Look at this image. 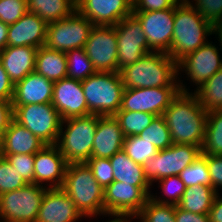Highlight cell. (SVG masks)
<instances>
[{"label":"cell","instance_id":"cell-1","mask_svg":"<svg viewBox=\"0 0 222 222\" xmlns=\"http://www.w3.org/2000/svg\"><path fill=\"white\" fill-rule=\"evenodd\" d=\"M208 112L191 92H179L162 116L175 144L203 145Z\"/></svg>","mask_w":222,"mask_h":222},{"label":"cell","instance_id":"cell-2","mask_svg":"<svg viewBox=\"0 0 222 222\" xmlns=\"http://www.w3.org/2000/svg\"><path fill=\"white\" fill-rule=\"evenodd\" d=\"M119 72L124 89L180 86V92H190L179 78L178 63L164 52H148Z\"/></svg>","mask_w":222,"mask_h":222},{"label":"cell","instance_id":"cell-3","mask_svg":"<svg viewBox=\"0 0 222 222\" xmlns=\"http://www.w3.org/2000/svg\"><path fill=\"white\" fill-rule=\"evenodd\" d=\"M214 27L187 0H181L175 7L174 30L168 55L178 63L187 54L207 43V36L214 34Z\"/></svg>","mask_w":222,"mask_h":222},{"label":"cell","instance_id":"cell-4","mask_svg":"<svg viewBox=\"0 0 222 222\" xmlns=\"http://www.w3.org/2000/svg\"><path fill=\"white\" fill-rule=\"evenodd\" d=\"M62 189L84 218L104 217V189L86 162L67 164Z\"/></svg>","mask_w":222,"mask_h":222},{"label":"cell","instance_id":"cell-5","mask_svg":"<svg viewBox=\"0 0 222 222\" xmlns=\"http://www.w3.org/2000/svg\"><path fill=\"white\" fill-rule=\"evenodd\" d=\"M97 125L95 114L62 120L56 146L67 163L87 162L91 158Z\"/></svg>","mask_w":222,"mask_h":222},{"label":"cell","instance_id":"cell-6","mask_svg":"<svg viewBox=\"0 0 222 222\" xmlns=\"http://www.w3.org/2000/svg\"><path fill=\"white\" fill-rule=\"evenodd\" d=\"M81 85L90 114L114 116L121 108L124 86L120 72H95Z\"/></svg>","mask_w":222,"mask_h":222},{"label":"cell","instance_id":"cell-7","mask_svg":"<svg viewBox=\"0 0 222 222\" xmlns=\"http://www.w3.org/2000/svg\"><path fill=\"white\" fill-rule=\"evenodd\" d=\"M13 119L46 145H56L62 119L52 103L13 106Z\"/></svg>","mask_w":222,"mask_h":222},{"label":"cell","instance_id":"cell-8","mask_svg":"<svg viewBox=\"0 0 222 222\" xmlns=\"http://www.w3.org/2000/svg\"><path fill=\"white\" fill-rule=\"evenodd\" d=\"M200 155L199 146L173 143L170 147L159 150L154 157L143 164L145 177L153 185L162 178L179 175Z\"/></svg>","mask_w":222,"mask_h":222},{"label":"cell","instance_id":"cell-9","mask_svg":"<svg viewBox=\"0 0 222 222\" xmlns=\"http://www.w3.org/2000/svg\"><path fill=\"white\" fill-rule=\"evenodd\" d=\"M46 187L35 183L0 195V219L4 222H36Z\"/></svg>","mask_w":222,"mask_h":222},{"label":"cell","instance_id":"cell-10","mask_svg":"<svg viewBox=\"0 0 222 222\" xmlns=\"http://www.w3.org/2000/svg\"><path fill=\"white\" fill-rule=\"evenodd\" d=\"M93 27L88 18L75 10L70 16L48 24L45 46L65 53L84 48Z\"/></svg>","mask_w":222,"mask_h":222},{"label":"cell","instance_id":"cell-11","mask_svg":"<svg viewBox=\"0 0 222 222\" xmlns=\"http://www.w3.org/2000/svg\"><path fill=\"white\" fill-rule=\"evenodd\" d=\"M150 188L114 181L104 189V216H129L135 219L150 198Z\"/></svg>","mask_w":222,"mask_h":222},{"label":"cell","instance_id":"cell-12","mask_svg":"<svg viewBox=\"0 0 222 222\" xmlns=\"http://www.w3.org/2000/svg\"><path fill=\"white\" fill-rule=\"evenodd\" d=\"M180 92V86L127 88L119 111H135L160 116Z\"/></svg>","mask_w":222,"mask_h":222},{"label":"cell","instance_id":"cell-13","mask_svg":"<svg viewBox=\"0 0 222 222\" xmlns=\"http://www.w3.org/2000/svg\"><path fill=\"white\" fill-rule=\"evenodd\" d=\"M115 27L118 42L117 72H119L125 66L138 61L150 50L142 25L133 14L122 19Z\"/></svg>","mask_w":222,"mask_h":222},{"label":"cell","instance_id":"cell-14","mask_svg":"<svg viewBox=\"0 0 222 222\" xmlns=\"http://www.w3.org/2000/svg\"><path fill=\"white\" fill-rule=\"evenodd\" d=\"M84 50L96 72H117L118 42L115 26H94Z\"/></svg>","mask_w":222,"mask_h":222},{"label":"cell","instance_id":"cell-15","mask_svg":"<svg viewBox=\"0 0 222 222\" xmlns=\"http://www.w3.org/2000/svg\"><path fill=\"white\" fill-rule=\"evenodd\" d=\"M205 43L196 51L187 54L178 62V75L181 71L185 72L187 79L198 88L222 68L221 47Z\"/></svg>","mask_w":222,"mask_h":222},{"label":"cell","instance_id":"cell-16","mask_svg":"<svg viewBox=\"0 0 222 222\" xmlns=\"http://www.w3.org/2000/svg\"><path fill=\"white\" fill-rule=\"evenodd\" d=\"M141 23L149 50L169 54L174 30L175 8L161 11H133Z\"/></svg>","mask_w":222,"mask_h":222},{"label":"cell","instance_id":"cell-17","mask_svg":"<svg viewBox=\"0 0 222 222\" xmlns=\"http://www.w3.org/2000/svg\"><path fill=\"white\" fill-rule=\"evenodd\" d=\"M76 10L94 26H115L132 15L133 0H78Z\"/></svg>","mask_w":222,"mask_h":222},{"label":"cell","instance_id":"cell-18","mask_svg":"<svg viewBox=\"0 0 222 222\" xmlns=\"http://www.w3.org/2000/svg\"><path fill=\"white\" fill-rule=\"evenodd\" d=\"M61 119L90 115L81 81L65 77L54 82L52 102Z\"/></svg>","mask_w":222,"mask_h":222},{"label":"cell","instance_id":"cell-19","mask_svg":"<svg viewBox=\"0 0 222 222\" xmlns=\"http://www.w3.org/2000/svg\"><path fill=\"white\" fill-rule=\"evenodd\" d=\"M67 164L56 145H45L35 154L34 183L46 188H62Z\"/></svg>","mask_w":222,"mask_h":222},{"label":"cell","instance_id":"cell-20","mask_svg":"<svg viewBox=\"0 0 222 222\" xmlns=\"http://www.w3.org/2000/svg\"><path fill=\"white\" fill-rule=\"evenodd\" d=\"M47 26L41 17L27 11L17 22L8 26L7 46H44Z\"/></svg>","mask_w":222,"mask_h":222},{"label":"cell","instance_id":"cell-21","mask_svg":"<svg viewBox=\"0 0 222 222\" xmlns=\"http://www.w3.org/2000/svg\"><path fill=\"white\" fill-rule=\"evenodd\" d=\"M84 218L62 188H47L36 222H76Z\"/></svg>","mask_w":222,"mask_h":222},{"label":"cell","instance_id":"cell-22","mask_svg":"<svg viewBox=\"0 0 222 222\" xmlns=\"http://www.w3.org/2000/svg\"><path fill=\"white\" fill-rule=\"evenodd\" d=\"M54 82L36 71L14 84L12 106L51 103Z\"/></svg>","mask_w":222,"mask_h":222},{"label":"cell","instance_id":"cell-23","mask_svg":"<svg viewBox=\"0 0 222 222\" xmlns=\"http://www.w3.org/2000/svg\"><path fill=\"white\" fill-rule=\"evenodd\" d=\"M124 137L115 116H98L91 158L110 159L122 150Z\"/></svg>","mask_w":222,"mask_h":222},{"label":"cell","instance_id":"cell-24","mask_svg":"<svg viewBox=\"0 0 222 222\" xmlns=\"http://www.w3.org/2000/svg\"><path fill=\"white\" fill-rule=\"evenodd\" d=\"M37 49L31 46H7L0 52L3 67L14 84L35 71Z\"/></svg>","mask_w":222,"mask_h":222},{"label":"cell","instance_id":"cell-25","mask_svg":"<svg viewBox=\"0 0 222 222\" xmlns=\"http://www.w3.org/2000/svg\"><path fill=\"white\" fill-rule=\"evenodd\" d=\"M1 140V155L36 154L46 145L14 119L11 120Z\"/></svg>","mask_w":222,"mask_h":222},{"label":"cell","instance_id":"cell-26","mask_svg":"<svg viewBox=\"0 0 222 222\" xmlns=\"http://www.w3.org/2000/svg\"><path fill=\"white\" fill-rule=\"evenodd\" d=\"M35 71L52 82L67 77L66 53L47 46L37 49Z\"/></svg>","mask_w":222,"mask_h":222},{"label":"cell","instance_id":"cell-27","mask_svg":"<svg viewBox=\"0 0 222 222\" xmlns=\"http://www.w3.org/2000/svg\"><path fill=\"white\" fill-rule=\"evenodd\" d=\"M114 181L133 186H152L145 177L143 165L135 163L122 150L110 158Z\"/></svg>","mask_w":222,"mask_h":222},{"label":"cell","instance_id":"cell-28","mask_svg":"<svg viewBox=\"0 0 222 222\" xmlns=\"http://www.w3.org/2000/svg\"><path fill=\"white\" fill-rule=\"evenodd\" d=\"M27 10L49 24L70 16L76 10V3L73 0H27Z\"/></svg>","mask_w":222,"mask_h":222},{"label":"cell","instance_id":"cell-29","mask_svg":"<svg viewBox=\"0 0 222 222\" xmlns=\"http://www.w3.org/2000/svg\"><path fill=\"white\" fill-rule=\"evenodd\" d=\"M218 193L213 187L196 185L187 187L177 206L195 214H209Z\"/></svg>","mask_w":222,"mask_h":222},{"label":"cell","instance_id":"cell-30","mask_svg":"<svg viewBox=\"0 0 222 222\" xmlns=\"http://www.w3.org/2000/svg\"><path fill=\"white\" fill-rule=\"evenodd\" d=\"M192 92L207 112L222 110V68Z\"/></svg>","mask_w":222,"mask_h":222},{"label":"cell","instance_id":"cell-31","mask_svg":"<svg viewBox=\"0 0 222 222\" xmlns=\"http://www.w3.org/2000/svg\"><path fill=\"white\" fill-rule=\"evenodd\" d=\"M201 154L222 155V110L210 111L207 114Z\"/></svg>","mask_w":222,"mask_h":222},{"label":"cell","instance_id":"cell-32","mask_svg":"<svg viewBox=\"0 0 222 222\" xmlns=\"http://www.w3.org/2000/svg\"><path fill=\"white\" fill-rule=\"evenodd\" d=\"M114 116L119 121L125 137L138 136L156 117L151 113L135 111H118Z\"/></svg>","mask_w":222,"mask_h":222},{"label":"cell","instance_id":"cell-33","mask_svg":"<svg viewBox=\"0 0 222 222\" xmlns=\"http://www.w3.org/2000/svg\"><path fill=\"white\" fill-rule=\"evenodd\" d=\"M66 60L68 78L83 81L96 72L84 48L66 52Z\"/></svg>","mask_w":222,"mask_h":222},{"label":"cell","instance_id":"cell-34","mask_svg":"<svg viewBox=\"0 0 222 222\" xmlns=\"http://www.w3.org/2000/svg\"><path fill=\"white\" fill-rule=\"evenodd\" d=\"M138 137L152 143L158 150L166 149L173 144L169 128L162 115L156 116Z\"/></svg>","mask_w":222,"mask_h":222},{"label":"cell","instance_id":"cell-35","mask_svg":"<svg viewBox=\"0 0 222 222\" xmlns=\"http://www.w3.org/2000/svg\"><path fill=\"white\" fill-rule=\"evenodd\" d=\"M157 182H159L158 187L161 188L160 191L161 193H163V195L158 196L155 194L153 195V193H151L150 199L160 204L177 205L183 197V194L186 189L185 184L182 182L179 175L165 177L156 181V183ZM161 196H166L167 198Z\"/></svg>","mask_w":222,"mask_h":222},{"label":"cell","instance_id":"cell-36","mask_svg":"<svg viewBox=\"0 0 222 222\" xmlns=\"http://www.w3.org/2000/svg\"><path fill=\"white\" fill-rule=\"evenodd\" d=\"M122 149L135 163L141 165L159 151L152 143L138 136L124 137Z\"/></svg>","mask_w":222,"mask_h":222},{"label":"cell","instance_id":"cell-37","mask_svg":"<svg viewBox=\"0 0 222 222\" xmlns=\"http://www.w3.org/2000/svg\"><path fill=\"white\" fill-rule=\"evenodd\" d=\"M185 187L206 185L212 187L209 175L206 154H201L192 164L187 166L180 174Z\"/></svg>","mask_w":222,"mask_h":222},{"label":"cell","instance_id":"cell-38","mask_svg":"<svg viewBox=\"0 0 222 222\" xmlns=\"http://www.w3.org/2000/svg\"><path fill=\"white\" fill-rule=\"evenodd\" d=\"M135 219L139 222H176L175 205L156 203L149 198Z\"/></svg>","mask_w":222,"mask_h":222},{"label":"cell","instance_id":"cell-39","mask_svg":"<svg viewBox=\"0 0 222 222\" xmlns=\"http://www.w3.org/2000/svg\"><path fill=\"white\" fill-rule=\"evenodd\" d=\"M28 183L22 178L20 173L12 167L5 157H0V195L18 190Z\"/></svg>","mask_w":222,"mask_h":222},{"label":"cell","instance_id":"cell-40","mask_svg":"<svg viewBox=\"0 0 222 222\" xmlns=\"http://www.w3.org/2000/svg\"><path fill=\"white\" fill-rule=\"evenodd\" d=\"M27 0H0V21L10 25L27 12Z\"/></svg>","mask_w":222,"mask_h":222},{"label":"cell","instance_id":"cell-41","mask_svg":"<svg viewBox=\"0 0 222 222\" xmlns=\"http://www.w3.org/2000/svg\"><path fill=\"white\" fill-rule=\"evenodd\" d=\"M16 169L27 183H34L35 154L1 155Z\"/></svg>","mask_w":222,"mask_h":222},{"label":"cell","instance_id":"cell-42","mask_svg":"<svg viewBox=\"0 0 222 222\" xmlns=\"http://www.w3.org/2000/svg\"><path fill=\"white\" fill-rule=\"evenodd\" d=\"M94 178L105 189L114 182L113 168L108 158H90L87 162Z\"/></svg>","mask_w":222,"mask_h":222},{"label":"cell","instance_id":"cell-43","mask_svg":"<svg viewBox=\"0 0 222 222\" xmlns=\"http://www.w3.org/2000/svg\"><path fill=\"white\" fill-rule=\"evenodd\" d=\"M187 1L202 15V17L211 22L214 26L222 19V0Z\"/></svg>","mask_w":222,"mask_h":222},{"label":"cell","instance_id":"cell-44","mask_svg":"<svg viewBox=\"0 0 222 222\" xmlns=\"http://www.w3.org/2000/svg\"><path fill=\"white\" fill-rule=\"evenodd\" d=\"M206 162L208 165L211 185L219 194V190L222 188V155H206Z\"/></svg>","mask_w":222,"mask_h":222},{"label":"cell","instance_id":"cell-45","mask_svg":"<svg viewBox=\"0 0 222 222\" xmlns=\"http://www.w3.org/2000/svg\"><path fill=\"white\" fill-rule=\"evenodd\" d=\"M181 0H133V11H161L175 8Z\"/></svg>","mask_w":222,"mask_h":222},{"label":"cell","instance_id":"cell-46","mask_svg":"<svg viewBox=\"0 0 222 222\" xmlns=\"http://www.w3.org/2000/svg\"><path fill=\"white\" fill-rule=\"evenodd\" d=\"M14 83L10 80L0 59V100L12 101Z\"/></svg>","mask_w":222,"mask_h":222},{"label":"cell","instance_id":"cell-47","mask_svg":"<svg viewBox=\"0 0 222 222\" xmlns=\"http://www.w3.org/2000/svg\"><path fill=\"white\" fill-rule=\"evenodd\" d=\"M13 119V106L11 101L0 100V137L7 130L11 120Z\"/></svg>","mask_w":222,"mask_h":222},{"label":"cell","instance_id":"cell-48","mask_svg":"<svg viewBox=\"0 0 222 222\" xmlns=\"http://www.w3.org/2000/svg\"><path fill=\"white\" fill-rule=\"evenodd\" d=\"M175 220L176 222H210L207 214H195L183 210L175 205Z\"/></svg>","mask_w":222,"mask_h":222},{"label":"cell","instance_id":"cell-49","mask_svg":"<svg viewBox=\"0 0 222 222\" xmlns=\"http://www.w3.org/2000/svg\"><path fill=\"white\" fill-rule=\"evenodd\" d=\"M208 216L210 222H222V197L220 193L216 195Z\"/></svg>","mask_w":222,"mask_h":222},{"label":"cell","instance_id":"cell-50","mask_svg":"<svg viewBox=\"0 0 222 222\" xmlns=\"http://www.w3.org/2000/svg\"><path fill=\"white\" fill-rule=\"evenodd\" d=\"M8 26L0 21V52L7 47Z\"/></svg>","mask_w":222,"mask_h":222},{"label":"cell","instance_id":"cell-51","mask_svg":"<svg viewBox=\"0 0 222 222\" xmlns=\"http://www.w3.org/2000/svg\"><path fill=\"white\" fill-rule=\"evenodd\" d=\"M214 34H215V37L218 35L217 40L219 41V46H221V50H222V26H215Z\"/></svg>","mask_w":222,"mask_h":222},{"label":"cell","instance_id":"cell-52","mask_svg":"<svg viewBox=\"0 0 222 222\" xmlns=\"http://www.w3.org/2000/svg\"><path fill=\"white\" fill-rule=\"evenodd\" d=\"M113 220H109L107 222H131L133 217L129 216H113Z\"/></svg>","mask_w":222,"mask_h":222},{"label":"cell","instance_id":"cell-53","mask_svg":"<svg viewBox=\"0 0 222 222\" xmlns=\"http://www.w3.org/2000/svg\"><path fill=\"white\" fill-rule=\"evenodd\" d=\"M215 26H222V19Z\"/></svg>","mask_w":222,"mask_h":222},{"label":"cell","instance_id":"cell-54","mask_svg":"<svg viewBox=\"0 0 222 222\" xmlns=\"http://www.w3.org/2000/svg\"><path fill=\"white\" fill-rule=\"evenodd\" d=\"M1 144H2V140H1V137H0V157H1Z\"/></svg>","mask_w":222,"mask_h":222}]
</instances>
